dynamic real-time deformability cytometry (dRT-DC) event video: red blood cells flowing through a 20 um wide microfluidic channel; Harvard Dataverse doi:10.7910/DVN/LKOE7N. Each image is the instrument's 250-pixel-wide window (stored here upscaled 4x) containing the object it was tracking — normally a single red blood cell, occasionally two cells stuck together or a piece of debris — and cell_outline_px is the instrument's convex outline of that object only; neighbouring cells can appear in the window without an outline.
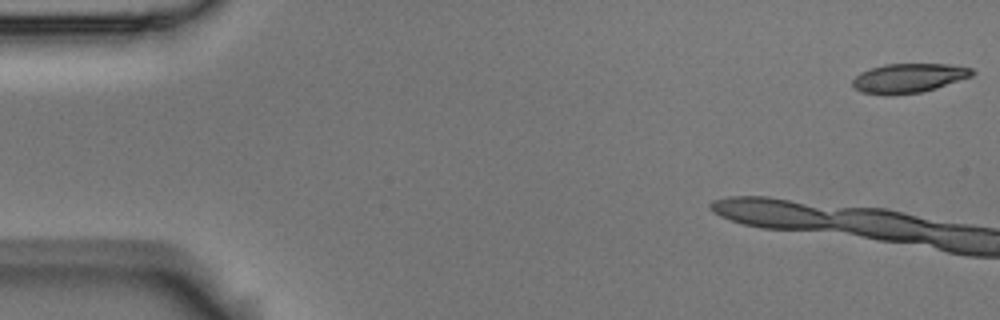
{"species": "Egyptian fruit bat (a non-hibernating species)", "species_latin": "Rousettus aegyptiacus", "temperature_condition": "room temperature", "stored_images_in_passage": 7, "camera_frame_rate_fps": 3000, "um_per_image_px": 0.085, "animal": {"sex": "male"}, "frame": {"image": 1, "passage_image": 1, "time_ms": 0.0, "image_size_px": [1000, 320], "cell_outline_px": [[976, 72], [972, 76], [936, 88], [920, 92], [892, 96], [884, 96], [860, 92], [852, 84], [852, 80], [860, 72], [884, 64], [948, 64], [972, 68]], "centroid_in_image_um": [77.22, 6.65], "position_along_channel_um": 7.8, "area_um2": 20.58}}